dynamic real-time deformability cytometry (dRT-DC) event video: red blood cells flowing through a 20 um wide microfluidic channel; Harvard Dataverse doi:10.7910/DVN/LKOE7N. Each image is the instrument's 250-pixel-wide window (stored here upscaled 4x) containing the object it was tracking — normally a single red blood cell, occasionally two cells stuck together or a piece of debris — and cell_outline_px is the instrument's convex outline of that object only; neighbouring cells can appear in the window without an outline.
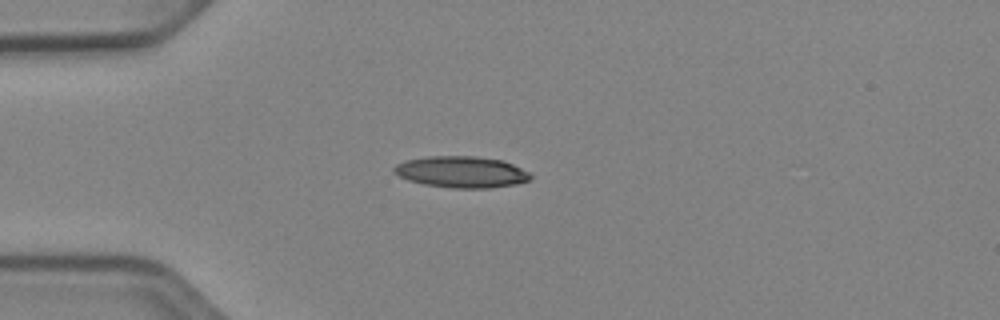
{"species": "Egyptian fruit bat (a non-hibernating species)", "species_latin": "Rousettus aegyptiacus", "temperature_condition": "cold", "stored_images_in_passage": 39, "camera_frame_rate_fps": 3000, "um_per_image_px": 0.085, "animal": {"sex": "female"}, "frame": {"image": 1, "passage_image": 1, "time_ms": 0.0, "image_size_px": [1000, 320], "cell_outline_px": [[532, 176], [528, 180], [516, 184], [492, 188], [452, 188], [424, 184], [408, 180], [392, 172], [392, 168], [396, 164], [404, 160], [428, 156], [476, 156], [500, 160], [512, 164], [528, 172]], "centroid_in_image_um": [39.18, 14.61], "position_along_channel_um": 45.8, "area_um2": 24.97}}
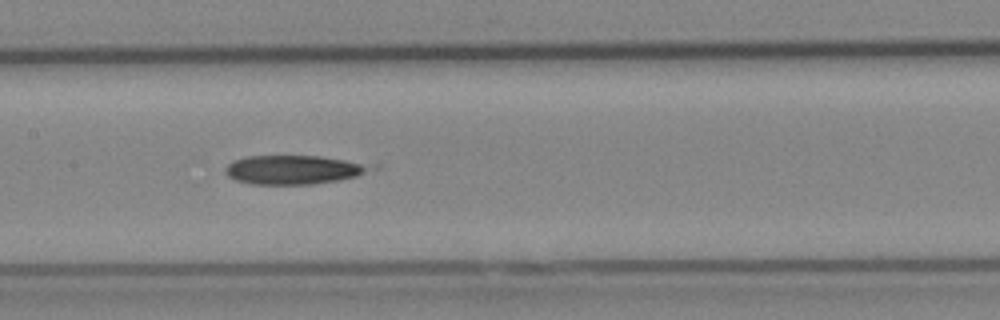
{"frame": {"image": 2, "passage_image": 13, "time_ms": 4.0, "image_size_px": [1000, 320], "cell_outline_px": [[368, 168], [356, 176], [336, 180], [312, 184], [252, 184], [236, 180], [228, 176], [224, 172], [224, 168], [232, 160], [248, 156], [320, 156], [344, 160], [360, 164]], "centroid_in_image_um": [24.74, 14.43], "position_along_channel_um": 182.7, "area_um2": 23.7}}
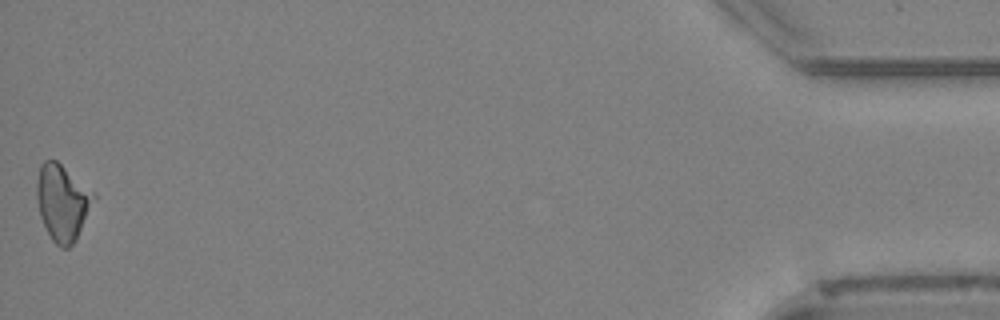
{"frame": {"image": 3, "passage_image": 39, "time_ms": 12.667, "image_size_px": [1000, 320], "cell_outline_px": [[96, 200], [76, 240], [68, 248], [60, 248], [52, 240], [40, 216], [36, 196], [36, 180], [40, 164], [44, 160], [56, 160], [92, 192], [96, 196]], "centroid_in_image_um": [5.29, 17.22], "position_along_channel_um": 429.9, "area_um2": 25.14}}